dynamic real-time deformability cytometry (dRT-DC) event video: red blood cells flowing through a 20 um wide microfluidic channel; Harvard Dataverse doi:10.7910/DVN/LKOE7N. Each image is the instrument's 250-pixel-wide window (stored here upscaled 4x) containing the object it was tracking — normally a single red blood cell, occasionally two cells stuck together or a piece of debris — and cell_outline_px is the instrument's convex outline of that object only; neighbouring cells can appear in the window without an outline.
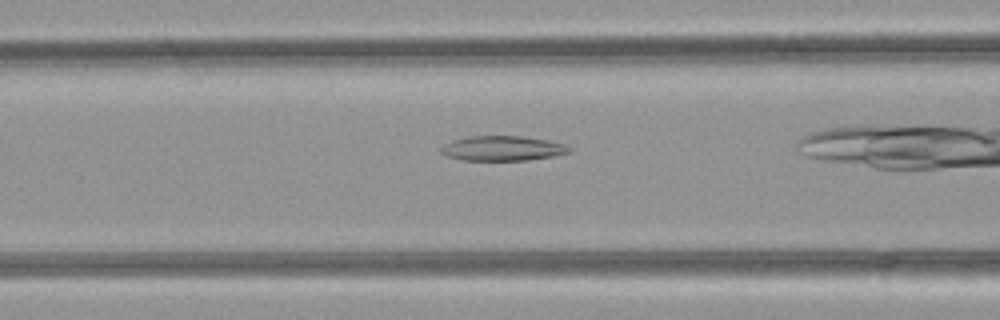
{"species": "common noctule bat (a hibernating species)", "species_latin": "Nyctalus noctula", "temperature_condition": "room temperature", "stored_images_in_passage": 28, "camera_frame_rate_fps": 3000, "um_per_image_px": 0.085, "animal": {"sex": "female", "body_mass_g": 21.9}, "frame": {"image": 1, "passage_image": 9, "time_ms": 2.667, "image_size_px": [1000, 320], "cell_outline_px": [[572, 152], [552, 156], [528, 160], [464, 160], [448, 156], [440, 152], [440, 148], [444, 144], [452, 140], [468, 136], [520, 136], [548, 140], [564, 144], [572, 148]], "centroid_in_image_um": [42.72, 12.6], "position_along_channel_um": 123.9, "area_um2": 18.55}}
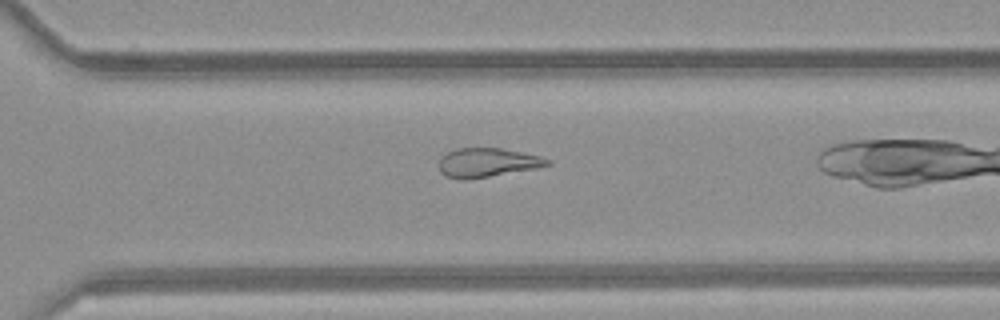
{"frame": {"image": 2, "passage_image": 24, "time_ms": 7.667, "image_size_px": [1000, 320], "cell_outline_px": [[552, 164], [536, 168], [464, 180], [444, 176], [440, 172], [440, 156], [456, 148], [500, 148], [540, 156], [552, 160]], "centroid_in_image_um": [41.41, 13.81], "position_along_channel_um": 329.2, "area_um2": 18.21}}